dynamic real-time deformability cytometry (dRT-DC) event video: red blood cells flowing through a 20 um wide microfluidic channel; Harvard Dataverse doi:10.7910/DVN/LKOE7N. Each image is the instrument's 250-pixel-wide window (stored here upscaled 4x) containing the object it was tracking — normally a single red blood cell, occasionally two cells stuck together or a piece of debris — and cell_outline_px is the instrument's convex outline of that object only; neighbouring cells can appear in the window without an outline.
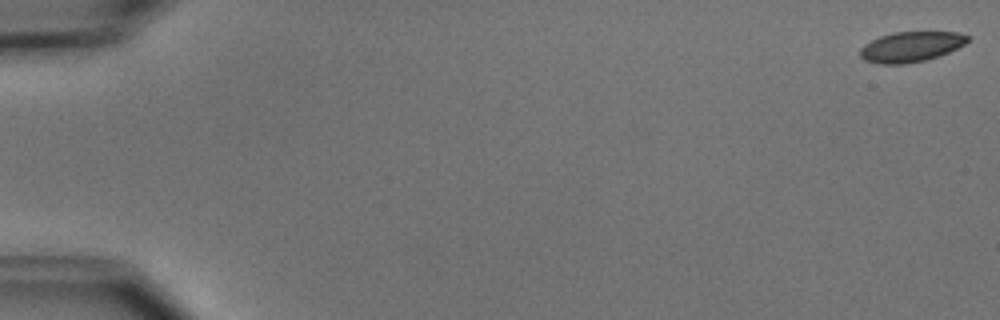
{"species": "common noctule bat (a hibernating species)", "species_latin": "Nyctalus noctula", "temperature_condition": "cold", "stored_images_in_passage": 5, "camera_frame_rate_fps": 3000, "um_per_image_px": 0.085, "animal": {"sex": "male", "body_mass_g": 15.6}, "frame": {"image": 1, "passage_image": 1, "time_ms": 0.0, "image_size_px": [1000, 320], "cell_outline_px": [[972, 36], [964, 44], [948, 52], [924, 60], [904, 64], [880, 64], [864, 60], [860, 56], [860, 48], [864, 44], [880, 36], [892, 32], [956, 32]], "centroid_in_image_um": [77.41, 3.96], "position_along_channel_um": 7.6, "area_um2": 18.84}}
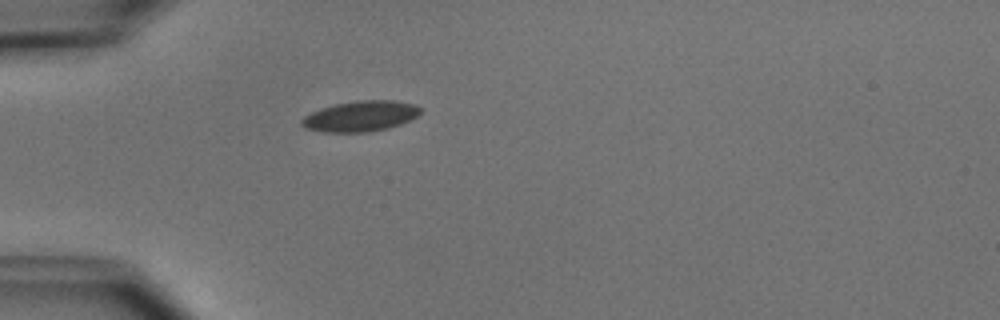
{"frame": {"image": 2, "passage_image": 5, "time_ms": 5.0, "image_size_px": [1000, 320], "cell_outline_px": [[424, 108], [416, 116], [400, 124], [388, 128], [368, 132], [324, 132], [304, 128], [300, 124], [300, 120], [304, 116], [320, 108], [336, 104], [360, 100], [396, 100], [416, 104]], "centroid_in_image_um": [30.64, 9.87], "position_along_channel_um": 54.4, "area_um2": 21.27}}